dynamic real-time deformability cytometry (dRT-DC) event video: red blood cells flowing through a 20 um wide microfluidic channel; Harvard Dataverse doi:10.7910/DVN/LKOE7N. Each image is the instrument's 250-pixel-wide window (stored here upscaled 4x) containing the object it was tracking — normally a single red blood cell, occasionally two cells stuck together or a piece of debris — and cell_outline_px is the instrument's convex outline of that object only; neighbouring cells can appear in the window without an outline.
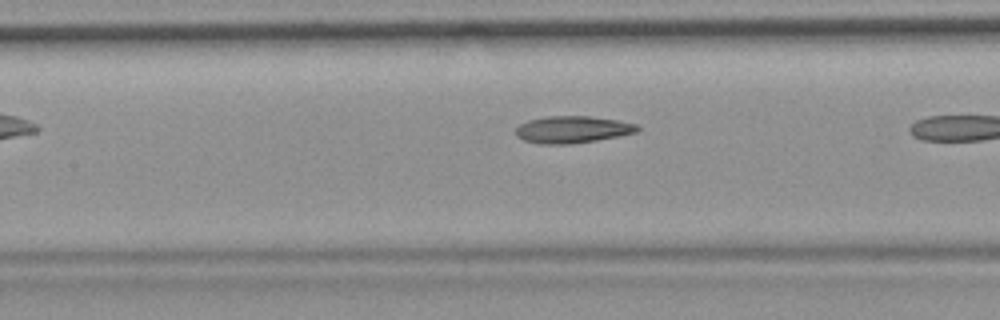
{"species": "common noctule bat (a hibernating species)", "species_latin": "Nyctalus noctula", "temperature_condition": "room temperature", "stored_images_in_passage": 7, "camera_frame_rate_fps": 3000, "um_per_image_px": 0.085, "animal": {"sex": "female", "body_mass_g": 19.9}, "frame": {"image": 1, "passage_image": 7, "time_ms": 2.0, "image_size_px": [1000, 320], "cell_outline_px": [[640, 128], [636, 132], [620, 136], [596, 140], [568, 144], [540, 144], [524, 140], [516, 136], [516, 128], [520, 124], [528, 120], [544, 116], [588, 116], [620, 120], [636, 124]], "centroid_in_image_um": [48.65, 11.0], "position_along_channel_um": 158.7, "area_um2": 19.19}}